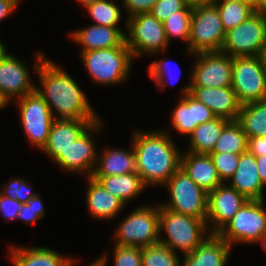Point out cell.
Returning a JSON list of instances; mask_svg holds the SVG:
<instances>
[{"mask_svg": "<svg viewBox=\"0 0 266 266\" xmlns=\"http://www.w3.org/2000/svg\"><path fill=\"white\" fill-rule=\"evenodd\" d=\"M7 48H5L4 44L1 42L0 40V59L5 55V53L8 51L6 50Z\"/></svg>", "mask_w": 266, "mask_h": 266, "instance_id": "816d5d0a", "label": "cell"}, {"mask_svg": "<svg viewBox=\"0 0 266 266\" xmlns=\"http://www.w3.org/2000/svg\"><path fill=\"white\" fill-rule=\"evenodd\" d=\"M263 60H264V64H265V69H266V48L262 54Z\"/></svg>", "mask_w": 266, "mask_h": 266, "instance_id": "11a10c76", "label": "cell"}, {"mask_svg": "<svg viewBox=\"0 0 266 266\" xmlns=\"http://www.w3.org/2000/svg\"><path fill=\"white\" fill-rule=\"evenodd\" d=\"M225 38V30L217 10L211 3L193 7L188 53L219 52Z\"/></svg>", "mask_w": 266, "mask_h": 266, "instance_id": "8992f818", "label": "cell"}, {"mask_svg": "<svg viewBox=\"0 0 266 266\" xmlns=\"http://www.w3.org/2000/svg\"><path fill=\"white\" fill-rule=\"evenodd\" d=\"M86 205L92 217L101 220L114 219L121 212L125 203L109 193L92 176L87 177Z\"/></svg>", "mask_w": 266, "mask_h": 266, "instance_id": "cb8c5ba5", "label": "cell"}, {"mask_svg": "<svg viewBox=\"0 0 266 266\" xmlns=\"http://www.w3.org/2000/svg\"><path fill=\"white\" fill-rule=\"evenodd\" d=\"M101 154L97 157L92 176H113L136 172L133 146L128 151L121 148H106Z\"/></svg>", "mask_w": 266, "mask_h": 266, "instance_id": "484cf974", "label": "cell"}, {"mask_svg": "<svg viewBox=\"0 0 266 266\" xmlns=\"http://www.w3.org/2000/svg\"><path fill=\"white\" fill-rule=\"evenodd\" d=\"M190 95L208 107L216 117L229 121L238 119L241 104L231 86L220 88L191 87Z\"/></svg>", "mask_w": 266, "mask_h": 266, "instance_id": "ac0fdd59", "label": "cell"}, {"mask_svg": "<svg viewBox=\"0 0 266 266\" xmlns=\"http://www.w3.org/2000/svg\"><path fill=\"white\" fill-rule=\"evenodd\" d=\"M187 5L195 7L213 3L214 0H183Z\"/></svg>", "mask_w": 266, "mask_h": 266, "instance_id": "7dc6e473", "label": "cell"}, {"mask_svg": "<svg viewBox=\"0 0 266 266\" xmlns=\"http://www.w3.org/2000/svg\"><path fill=\"white\" fill-rule=\"evenodd\" d=\"M192 11L193 7L186 5L163 22L168 44L172 38L182 39L188 44Z\"/></svg>", "mask_w": 266, "mask_h": 266, "instance_id": "1f68e13d", "label": "cell"}, {"mask_svg": "<svg viewBox=\"0 0 266 266\" xmlns=\"http://www.w3.org/2000/svg\"><path fill=\"white\" fill-rule=\"evenodd\" d=\"M225 32L237 27L255 13L254 6L233 0H214Z\"/></svg>", "mask_w": 266, "mask_h": 266, "instance_id": "4dcf8cb0", "label": "cell"}, {"mask_svg": "<svg viewBox=\"0 0 266 266\" xmlns=\"http://www.w3.org/2000/svg\"><path fill=\"white\" fill-rule=\"evenodd\" d=\"M231 87L241 105L266 100V69L263 57H232Z\"/></svg>", "mask_w": 266, "mask_h": 266, "instance_id": "52a82bcc", "label": "cell"}, {"mask_svg": "<svg viewBox=\"0 0 266 266\" xmlns=\"http://www.w3.org/2000/svg\"><path fill=\"white\" fill-rule=\"evenodd\" d=\"M9 255L14 266H74V258L64 257L53 249L10 245Z\"/></svg>", "mask_w": 266, "mask_h": 266, "instance_id": "d4e9b609", "label": "cell"}, {"mask_svg": "<svg viewBox=\"0 0 266 266\" xmlns=\"http://www.w3.org/2000/svg\"><path fill=\"white\" fill-rule=\"evenodd\" d=\"M96 179L109 193L121 199L125 205L135 197H139L144 188L142 178L137 172H130L123 175L113 176H92Z\"/></svg>", "mask_w": 266, "mask_h": 266, "instance_id": "4316f807", "label": "cell"}, {"mask_svg": "<svg viewBox=\"0 0 266 266\" xmlns=\"http://www.w3.org/2000/svg\"><path fill=\"white\" fill-rule=\"evenodd\" d=\"M163 186L168 187L170 200L167 204H160L161 206L178 214L206 220L208 193L195 184L181 168Z\"/></svg>", "mask_w": 266, "mask_h": 266, "instance_id": "ba28073f", "label": "cell"}, {"mask_svg": "<svg viewBox=\"0 0 266 266\" xmlns=\"http://www.w3.org/2000/svg\"><path fill=\"white\" fill-rule=\"evenodd\" d=\"M180 168L207 193L223 184L210 155L184 152V155L181 154Z\"/></svg>", "mask_w": 266, "mask_h": 266, "instance_id": "7402d4cb", "label": "cell"}, {"mask_svg": "<svg viewBox=\"0 0 266 266\" xmlns=\"http://www.w3.org/2000/svg\"><path fill=\"white\" fill-rule=\"evenodd\" d=\"M266 48V17L255 12L237 27L225 32L221 52L236 56H262Z\"/></svg>", "mask_w": 266, "mask_h": 266, "instance_id": "8fae6325", "label": "cell"}, {"mask_svg": "<svg viewBox=\"0 0 266 266\" xmlns=\"http://www.w3.org/2000/svg\"><path fill=\"white\" fill-rule=\"evenodd\" d=\"M35 58L34 69L41 80L40 88L36 86L35 90L47 103L54 119H101L85 92L66 71L47 59L43 52L35 53Z\"/></svg>", "mask_w": 266, "mask_h": 266, "instance_id": "6da1fadb", "label": "cell"}, {"mask_svg": "<svg viewBox=\"0 0 266 266\" xmlns=\"http://www.w3.org/2000/svg\"><path fill=\"white\" fill-rule=\"evenodd\" d=\"M247 201L229 183H223L209 192L206 222L207 226L213 227L209 232L217 233Z\"/></svg>", "mask_w": 266, "mask_h": 266, "instance_id": "9a60e30c", "label": "cell"}, {"mask_svg": "<svg viewBox=\"0 0 266 266\" xmlns=\"http://www.w3.org/2000/svg\"><path fill=\"white\" fill-rule=\"evenodd\" d=\"M190 83L191 87L220 88L231 86L232 57L219 52H201L194 54Z\"/></svg>", "mask_w": 266, "mask_h": 266, "instance_id": "4fadbf2b", "label": "cell"}, {"mask_svg": "<svg viewBox=\"0 0 266 266\" xmlns=\"http://www.w3.org/2000/svg\"><path fill=\"white\" fill-rule=\"evenodd\" d=\"M14 101L18 104L22 128L28 141L42 151L54 121L50 108L36 90Z\"/></svg>", "mask_w": 266, "mask_h": 266, "instance_id": "7c38bea8", "label": "cell"}, {"mask_svg": "<svg viewBox=\"0 0 266 266\" xmlns=\"http://www.w3.org/2000/svg\"><path fill=\"white\" fill-rule=\"evenodd\" d=\"M21 0H0V22L13 13Z\"/></svg>", "mask_w": 266, "mask_h": 266, "instance_id": "ee69618b", "label": "cell"}, {"mask_svg": "<svg viewBox=\"0 0 266 266\" xmlns=\"http://www.w3.org/2000/svg\"><path fill=\"white\" fill-rule=\"evenodd\" d=\"M256 164L260 179L266 186V155L256 157Z\"/></svg>", "mask_w": 266, "mask_h": 266, "instance_id": "f6af8a7d", "label": "cell"}, {"mask_svg": "<svg viewBox=\"0 0 266 266\" xmlns=\"http://www.w3.org/2000/svg\"><path fill=\"white\" fill-rule=\"evenodd\" d=\"M228 122L227 119L216 117L209 122L198 125L189 135L190 150L188 152L209 155Z\"/></svg>", "mask_w": 266, "mask_h": 266, "instance_id": "83f0119b", "label": "cell"}, {"mask_svg": "<svg viewBox=\"0 0 266 266\" xmlns=\"http://www.w3.org/2000/svg\"><path fill=\"white\" fill-rule=\"evenodd\" d=\"M71 39L82 47V52L127 46L126 35L116 27L88 25L71 32Z\"/></svg>", "mask_w": 266, "mask_h": 266, "instance_id": "ffe728a7", "label": "cell"}, {"mask_svg": "<svg viewBox=\"0 0 266 266\" xmlns=\"http://www.w3.org/2000/svg\"><path fill=\"white\" fill-rule=\"evenodd\" d=\"M26 63L13 54L5 53L0 59V92L10 102L35 91Z\"/></svg>", "mask_w": 266, "mask_h": 266, "instance_id": "2e32d148", "label": "cell"}, {"mask_svg": "<svg viewBox=\"0 0 266 266\" xmlns=\"http://www.w3.org/2000/svg\"><path fill=\"white\" fill-rule=\"evenodd\" d=\"M170 64L171 63L169 61H167V59L166 60L161 59L159 61H154L148 67L149 76H150V78L155 80V82L157 84L156 86L158 88L159 87L161 89L165 88L167 86V82H169L167 80H169V79H170V81H171V79H173L174 81H176V80L178 81V77L177 78L175 76H174V78L171 77L173 72H172V69H171L172 66ZM178 69H180V68H178ZM179 71L181 72V69ZM174 81H171V83L174 82Z\"/></svg>", "mask_w": 266, "mask_h": 266, "instance_id": "74e56055", "label": "cell"}, {"mask_svg": "<svg viewBox=\"0 0 266 266\" xmlns=\"http://www.w3.org/2000/svg\"><path fill=\"white\" fill-rule=\"evenodd\" d=\"M191 83L181 89L182 97L177 107L172 112V124L175 130L189 136L200 124L216 118L213 112L203 103L190 95Z\"/></svg>", "mask_w": 266, "mask_h": 266, "instance_id": "e0dca14e", "label": "cell"}, {"mask_svg": "<svg viewBox=\"0 0 266 266\" xmlns=\"http://www.w3.org/2000/svg\"><path fill=\"white\" fill-rule=\"evenodd\" d=\"M254 9L266 17V0H255Z\"/></svg>", "mask_w": 266, "mask_h": 266, "instance_id": "bcb514c9", "label": "cell"}, {"mask_svg": "<svg viewBox=\"0 0 266 266\" xmlns=\"http://www.w3.org/2000/svg\"><path fill=\"white\" fill-rule=\"evenodd\" d=\"M114 266H142V248L114 245Z\"/></svg>", "mask_w": 266, "mask_h": 266, "instance_id": "8d00e7d4", "label": "cell"}, {"mask_svg": "<svg viewBox=\"0 0 266 266\" xmlns=\"http://www.w3.org/2000/svg\"><path fill=\"white\" fill-rule=\"evenodd\" d=\"M265 230V201L248 200L217 234L232 247L234 243H256Z\"/></svg>", "mask_w": 266, "mask_h": 266, "instance_id": "9c48e42d", "label": "cell"}, {"mask_svg": "<svg viewBox=\"0 0 266 266\" xmlns=\"http://www.w3.org/2000/svg\"><path fill=\"white\" fill-rule=\"evenodd\" d=\"M231 246L217 233L208 237L192 252L184 255L180 266H226Z\"/></svg>", "mask_w": 266, "mask_h": 266, "instance_id": "603a6c76", "label": "cell"}, {"mask_svg": "<svg viewBox=\"0 0 266 266\" xmlns=\"http://www.w3.org/2000/svg\"><path fill=\"white\" fill-rule=\"evenodd\" d=\"M248 138L240 123L229 121L221 131L220 137L214 145L211 153H235L242 154L247 151Z\"/></svg>", "mask_w": 266, "mask_h": 266, "instance_id": "f546056e", "label": "cell"}, {"mask_svg": "<svg viewBox=\"0 0 266 266\" xmlns=\"http://www.w3.org/2000/svg\"><path fill=\"white\" fill-rule=\"evenodd\" d=\"M136 172L146 186H163L180 168L181 152L168 131H134Z\"/></svg>", "mask_w": 266, "mask_h": 266, "instance_id": "7a4b0ae2", "label": "cell"}, {"mask_svg": "<svg viewBox=\"0 0 266 266\" xmlns=\"http://www.w3.org/2000/svg\"><path fill=\"white\" fill-rule=\"evenodd\" d=\"M247 151L255 157L266 155V136L248 137Z\"/></svg>", "mask_w": 266, "mask_h": 266, "instance_id": "7bdbcfd3", "label": "cell"}, {"mask_svg": "<svg viewBox=\"0 0 266 266\" xmlns=\"http://www.w3.org/2000/svg\"><path fill=\"white\" fill-rule=\"evenodd\" d=\"M44 215L45 208L40 195L37 194L27 203L21 205L20 212L17 215V220H23L31 225L38 219L43 218Z\"/></svg>", "mask_w": 266, "mask_h": 266, "instance_id": "f35d334b", "label": "cell"}, {"mask_svg": "<svg viewBox=\"0 0 266 266\" xmlns=\"http://www.w3.org/2000/svg\"><path fill=\"white\" fill-rule=\"evenodd\" d=\"M80 1L81 4H83V8H85L87 5L93 4L94 2H96L97 0H78Z\"/></svg>", "mask_w": 266, "mask_h": 266, "instance_id": "f5cc1de1", "label": "cell"}, {"mask_svg": "<svg viewBox=\"0 0 266 266\" xmlns=\"http://www.w3.org/2000/svg\"><path fill=\"white\" fill-rule=\"evenodd\" d=\"M98 120L100 119H54L47 144L42 151L55 161L78 136Z\"/></svg>", "mask_w": 266, "mask_h": 266, "instance_id": "d6986e66", "label": "cell"}, {"mask_svg": "<svg viewBox=\"0 0 266 266\" xmlns=\"http://www.w3.org/2000/svg\"><path fill=\"white\" fill-rule=\"evenodd\" d=\"M230 186L248 200H264V187L259 176L256 157L248 151L240 154L237 169L230 179Z\"/></svg>", "mask_w": 266, "mask_h": 266, "instance_id": "44dd1931", "label": "cell"}, {"mask_svg": "<svg viewBox=\"0 0 266 266\" xmlns=\"http://www.w3.org/2000/svg\"><path fill=\"white\" fill-rule=\"evenodd\" d=\"M102 124V119L92 123L65 152L59 155L55 163L67 172H81L86 173L87 177L92 176L99 155L92 136L95 131L98 133L101 130Z\"/></svg>", "mask_w": 266, "mask_h": 266, "instance_id": "5bb4252c", "label": "cell"}, {"mask_svg": "<svg viewBox=\"0 0 266 266\" xmlns=\"http://www.w3.org/2000/svg\"><path fill=\"white\" fill-rule=\"evenodd\" d=\"M84 67L95 83L119 84L127 79L134 60L127 46L81 52Z\"/></svg>", "mask_w": 266, "mask_h": 266, "instance_id": "277c9868", "label": "cell"}, {"mask_svg": "<svg viewBox=\"0 0 266 266\" xmlns=\"http://www.w3.org/2000/svg\"><path fill=\"white\" fill-rule=\"evenodd\" d=\"M177 252L160 243L142 248V266H180Z\"/></svg>", "mask_w": 266, "mask_h": 266, "instance_id": "836d02e7", "label": "cell"}, {"mask_svg": "<svg viewBox=\"0 0 266 266\" xmlns=\"http://www.w3.org/2000/svg\"><path fill=\"white\" fill-rule=\"evenodd\" d=\"M21 205L22 204L18 200L5 197L0 193V212L6 221L17 220Z\"/></svg>", "mask_w": 266, "mask_h": 266, "instance_id": "b9f144b4", "label": "cell"}, {"mask_svg": "<svg viewBox=\"0 0 266 266\" xmlns=\"http://www.w3.org/2000/svg\"><path fill=\"white\" fill-rule=\"evenodd\" d=\"M125 29L128 31L125 34L126 44L133 58L140 57L143 53L150 55L163 53L169 45L164 24L150 13L127 18Z\"/></svg>", "mask_w": 266, "mask_h": 266, "instance_id": "30bf717a", "label": "cell"}, {"mask_svg": "<svg viewBox=\"0 0 266 266\" xmlns=\"http://www.w3.org/2000/svg\"><path fill=\"white\" fill-rule=\"evenodd\" d=\"M208 228L206 220L172 212L159 204V231L168 237L164 240L160 234L159 243L174 252L192 253L208 237Z\"/></svg>", "mask_w": 266, "mask_h": 266, "instance_id": "3957f363", "label": "cell"}, {"mask_svg": "<svg viewBox=\"0 0 266 266\" xmlns=\"http://www.w3.org/2000/svg\"><path fill=\"white\" fill-rule=\"evenodd\" d=\"M158 0H123V7L128 12L127 17L149 13Z\"/></svg>", "mask_w": 266, "mask_h": 266, "instance_id": "60d3db41", "label": "cell"}, {"mask_svg": "<svg viewBox=\"0 0 266 266\" xmlns=\"http://www.w3.org/2000/svg\"><path fill=\"white\" fill-rule=\"evenodd\" d=\"M107 265V255L103 254L100 258H97L95 262H92L89 266H106Z\"/></svg>", "mask_w": 266, "mask_h": 266, "instance_id": "c3c4849f", "label": "cell"}, {"mask_svg": "<svg viewBox=\"0 0 266 266\" xmlns=\"http://www.w3.org/2000/svg\"><path fill=\"white\" fill-rule=\"evenodd\" d=\"M261 243V246L263 248L264 251H266V230L264 231V233L260 236V238L256 241Z\"/></svg>", "mask_w": 266, "mask_h": 266, "instance_id": "681fc988", "label": "cell"}, {"mask_svg": "<svg viewBox=\"0 0 266 266\" xmlns=\"http://www.w3.org/2000/svg\"><path fill=\"white\" fill-rule=\"evenodd\" d=\"M233 1L246 2V3L252 4L253 6L255 4V0H233Z\"/></svg>", "mask_w": 266, "mask_h": 266, "instance_id": "db71d44e", "label": "cell"}, {"mask_svg": "<svg viewBox=\"0 0 266 266\" xmlns=\"http://www.w3.org/2000/svg\"><path fill=\"white\" fill-rule=\"evenodd\" d=\"M186 5L183 0H158L149 13L163 23L169 16L182 10Z\"/></svg>", "mask_w": 266, "mask_h": 266, "instance_id": "ab89813d", "label": "cell"}, {"mask_svg": "<svg viewBox=\"0 0 266 266\" xmlns=\"http://www.w3.org/2000/svg\"><path fill=\"white\" fill-rule=\"evenodd\" d=\"M31 189L32 187L28 186L24 178H12L0 193L5 197L18 200L21 204H25L38 194L31 191Z\"/></svg>", "mask_w": 266, "mask_h": 266, "instance_id": "d590c367", "label": "cell"}, {"mask_svg": "<svg viewBox=\"0 0 266 266\" xmlns=\"http://www.w3.org/2000/svg\"><path fill=\"white\" fill-rule=\"evenodd\" d=\"M85 9L95 21L93 24L119 28L118 23L122 15L113 0H97L87 5Z\"/></svg>", "mask_w": 266, "mask_h": 266, "instance_id": "d6a6232c", "label": "cell"}, {"mask_svg": "<svg viewBox=\"0 0 266 266\" xmlns=\"http://www.w3.org/2000/svg\"><path fill=\"white\" fill-rule=\"evenodd\" d=\"M9 104V101L4 97V95L0 92V109L4 108Z\"/></svg>", "mask_w": 266, "mask_h": 266, "instance_id": "f907efd6", "label": "cell"}, {"mask_svg": "<svg viewBox=\"0 0 266 266\" xmlns=\"http://www.w3.org/2000/svg\"><path fill=\"white\" fill-rule=\"evenodd\" d=\"M237 121L247 138L266 136V100L241 105Z\"/></svg>", "mask_w": 266, "mask_h": 266, "instance_id": "f1b7e54d", "label": "cell"}, {"mask_svg": "<svg viewBox=\"0 0 266 266\" xmlns=\"http://www.w3.org/2000/svg\"><path fill=\"white\" fill-rule=\"evenodd\" d=\"M118 246L147 247L159 243V204L142 205L127 215L115 232Z\"/></svg>", "mask_w": 266, "mask_h": 266, "instance_id": "5b68a950", "label": "cell"}, {"mask_svg": "<svg viewBox=\"0 0 266 266\" xmlns=\"http://www.w3.org/2000/svg\"><path fill=\"white\" fill-rule=\"evenodd\" d=\"M223 183L233 177L240 158V154L224 152L209 154Z\"/></svg>", "mask_w": 266, "mask_h": 266, "instance_id": "e575fe53", "label": "cell"}]
</instances>
